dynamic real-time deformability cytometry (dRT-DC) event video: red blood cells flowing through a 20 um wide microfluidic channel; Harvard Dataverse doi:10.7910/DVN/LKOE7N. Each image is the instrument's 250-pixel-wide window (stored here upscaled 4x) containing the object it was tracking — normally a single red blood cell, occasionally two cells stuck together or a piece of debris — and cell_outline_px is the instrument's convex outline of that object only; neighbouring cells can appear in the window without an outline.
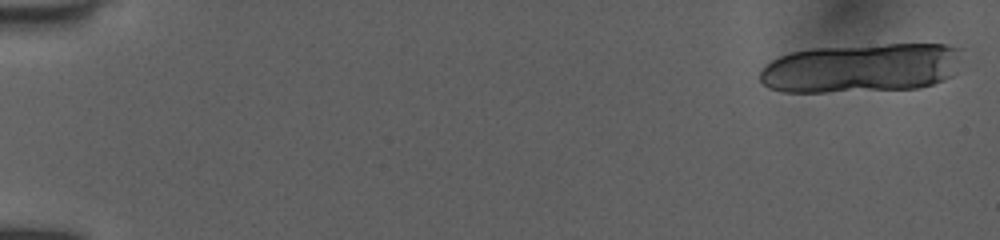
{"species": "human", "species_latin": "Homo sapiens", "temperature_condition": "room temperature", "stored_images_in_passage": 25, "camera_frame_rate_fps": 3000, "um_per_image_px": 0.085, "donor": {"sex": "female"}, "frame": {"image": 1, "passage_image": 1, "time_ms": 0.0, "image_size_px": [1000, 240], "cell_outline_px": [[964, 48], [956, 72], [952, 76], [944, 80], [920, 88], [824, 92], [784, 92], [768, 88], [760, 80], [760, 72], [772, 60], [780, 56], [792, 52], [816, 48], [884, 44], [944, 44]], "centroid_in_image_um": [73.28, 5.78], "position_along_channel_um": 11.7, "area_um2": 58.2}}
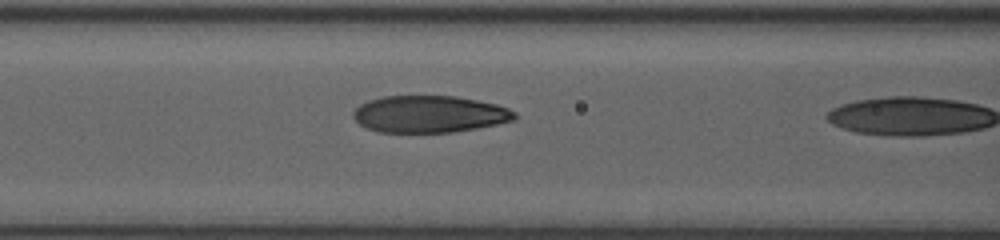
{"frame": {"image": 2, "passage_image": 23, "time_ms": 6.667, "image_size_px": [1000, 240], "cell_outline_px": [[516, 120], [476, 128], [452, 132], [380, 132], [368, 128], [360, 124], [352, 116], [352, 112], [360, 104], [368, 100], [384, 96], [456, 96], [496, 104], [508, 108], [516, 112]], "centroid_in_image_um": [36.5, 9.69], "position_along_channel_um": 130.1, "area_um2": 34.68}}